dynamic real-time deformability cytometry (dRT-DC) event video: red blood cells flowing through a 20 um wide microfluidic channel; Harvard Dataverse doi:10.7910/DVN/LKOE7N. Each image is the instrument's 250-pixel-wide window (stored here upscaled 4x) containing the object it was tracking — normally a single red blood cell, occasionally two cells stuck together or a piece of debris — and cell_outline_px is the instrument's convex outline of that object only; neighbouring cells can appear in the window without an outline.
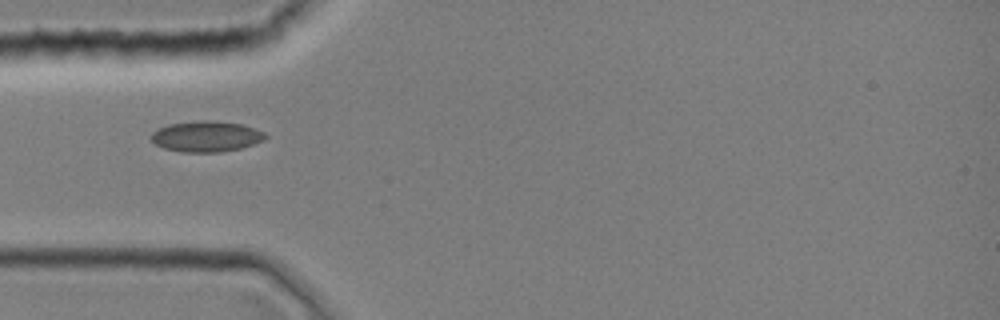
{"species": "common noctule bat (a hibernating species)", "species_latin": "Nyctalus noctula", "temperature_condition": "room temperature", "stored_images_in_passage": 1, "camera_frame_rate_fps": 3000, "um_per_image_px": 0.085, "animal": {"sex": "female", "body_mass_g": 19.0, "forearm_length_mm": 51.5}, "frame": {"image": 1, "passage_image": 1, "time_ms": 0.0, "image_size_px": [1000, 320], "cell_outline_px": [[268, 136], [264, 140], [240, 148], [220, 152], [180, 152], [164, 148], [156, 144], [148, 136], [152, 132], [168, 124], [200, 120], [212, 120], [240, 124], [264, 132]], "centroid_in_image_um": [17.5, 11.59], "position_along_channel_um": 67.5, "area_um2": 20.4}}